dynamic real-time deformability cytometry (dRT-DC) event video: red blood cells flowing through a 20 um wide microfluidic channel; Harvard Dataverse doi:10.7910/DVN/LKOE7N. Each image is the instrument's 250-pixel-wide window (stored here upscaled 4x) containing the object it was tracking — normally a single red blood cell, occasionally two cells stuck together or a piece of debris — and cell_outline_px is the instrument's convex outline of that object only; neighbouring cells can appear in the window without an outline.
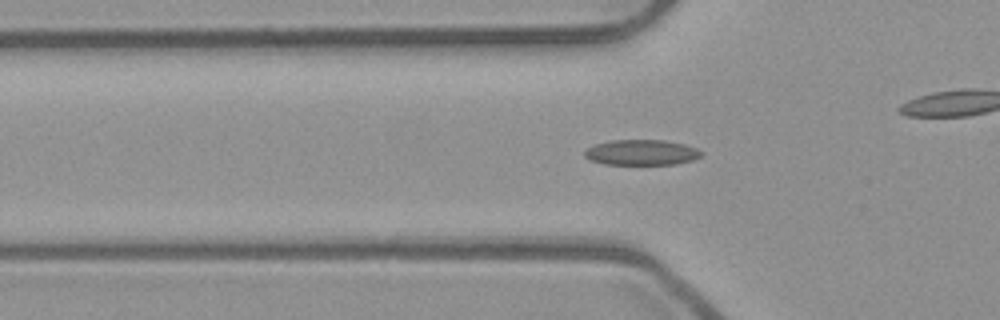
{"species": "common noctule bat (a hibernating species)", "species_latin": "Nyctalus noctula", "temperature_condition": "room temperature", "stored_images_in_passage": 53, "camera_frame_rate_fps": 3000, "um_per_image_px": 0.085, "animal": {"sex": "male", "body_mass_g": 23.1, "forearm_length_mm": 52.7}, "frame": {"image": 1, "passage_image": 17, "time_ms": 5.333, "image_size_px": [1000, 320], "cell_outline_px": [[704, 152], [700, 156], [692, 160], [676, 164], [604, 164], [592, 160], [584, 156], [584, 152], [588, 148], [596, 144], [612, 140], [664, 140], [684, 144], [696, 148]], "centroid_in_image_um": [54.55, 12.95], "position_along_channel_um": 71.3, "area_um2": 17.17}}
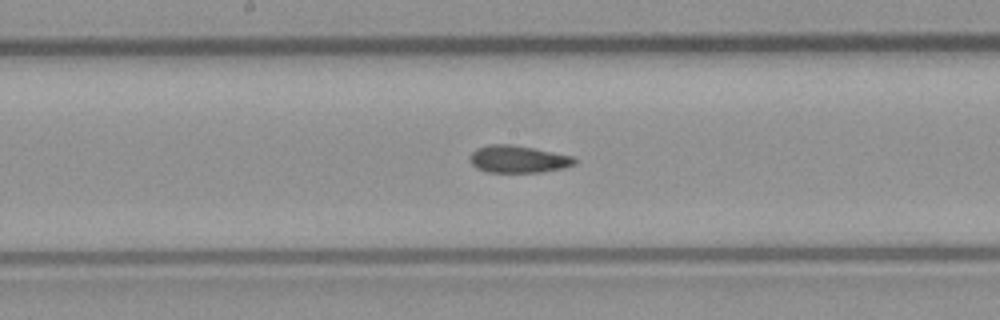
{"frame": {"image": 2, "passage_image": 27, "time_ms": 8.667, "image_size_px": [1000, 320], "cell_outline_px": [[576, 164], [564, 168], [540, 172], [488, 172], [476, 168], [472, 164], [468, 156], [476, 148], [488, 144], [512, 144], [572, 156], [576, 160]], "centroid_in_image_um": [44.0, 13.53], "position_along_channel_um": 204.2, "area_um2": 16.65}}
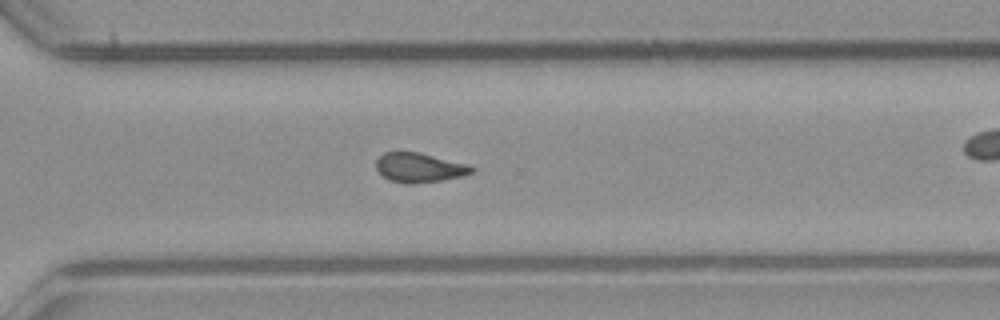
{"frame": {"image": 3, "passage_image": 37, "time_ms": 12.0, "image_size_px": [1000, 320], "cell_outline_px": [[476, 172], [464, 176], [440, 180], [408, 184], [392, 180], [384, 176], [376, 168], [376, 160], [384, 152], [416, 152], [468, 164], [476, 168]], "centroid_in_image_um": [35.69, 14.24], "position_along_channel_um": 334.9, "area_um2": 16.18}, "authors_computed_cell_mechanics": {"area_um2": 16.8776, "velocity_mm_per_s": 3.9413, "shape_relaxation_time_tau1_ms": null, "shape_relaxation_time_tau2_ms": 6.5659, "deformation_change_tau1": null, "deformation_change_tau2": 0.1169}}